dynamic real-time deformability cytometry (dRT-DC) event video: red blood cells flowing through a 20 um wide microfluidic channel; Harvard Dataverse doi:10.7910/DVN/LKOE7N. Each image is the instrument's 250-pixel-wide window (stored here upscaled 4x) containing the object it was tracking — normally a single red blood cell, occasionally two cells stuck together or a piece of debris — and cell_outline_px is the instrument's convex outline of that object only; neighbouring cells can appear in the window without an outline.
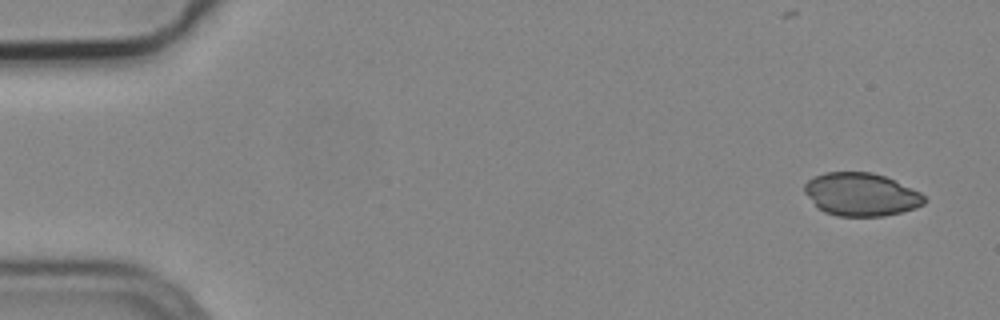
{"species": "common noctule bat (a hibernating species)", "species_latin": "Nyctalus noctula", "temperature_condition": "cold", "stored_images_in_passage": 53, "camera_frame_rate_fps": 3000, "um_per_image_px": 0.085, "animal": {"sex": "male", "body_mass_g": 19.2, "forearm_length_mm": 51.8}, "frame": {"image": 1, "passage_image": 2, "time_ms": 0.333, "image_size_px": [1000, 320], "cell_outline_px": [[924, 204], [916, 208], [884, 216], [836, 216], [824, 212], [816, 208], [804, 192], [804, 184], [808, 180], [824, 172], [872, 172], [884, 176], [912, 188], [920, 192], [924, 196]], "centroid_in_image_um": [73.16, 16.53], "position_along_channel_um": 11.8, "area_um2": 30.11}}
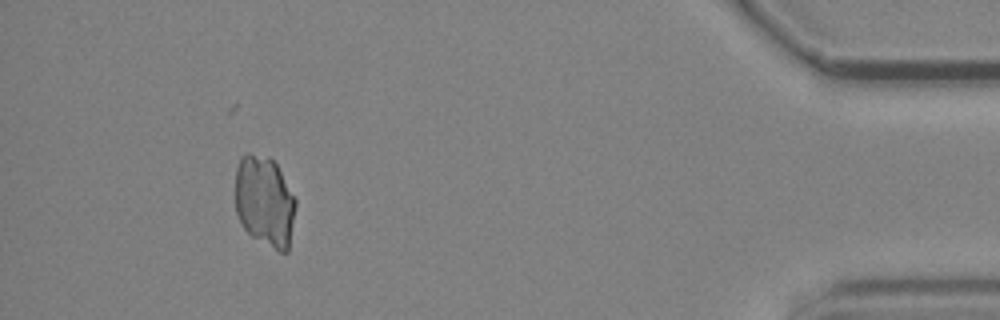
{"frame": {"image": 2, "passage_image": 49, "time_ms": 16.0, "image_size_px": [1000, 320], "cell_outline_px": [[296, 208], [288, 252], [280, 252], [252, 236], [244, 228], [236, 212], [236, 168], [240, 160], [248, 152], [268, 156], [276, 164], [296, 200]], "centroid_in_image_um": [22.5, 17.12], "position_along_channel_um": 412.7, "area_um2": 31.79}}